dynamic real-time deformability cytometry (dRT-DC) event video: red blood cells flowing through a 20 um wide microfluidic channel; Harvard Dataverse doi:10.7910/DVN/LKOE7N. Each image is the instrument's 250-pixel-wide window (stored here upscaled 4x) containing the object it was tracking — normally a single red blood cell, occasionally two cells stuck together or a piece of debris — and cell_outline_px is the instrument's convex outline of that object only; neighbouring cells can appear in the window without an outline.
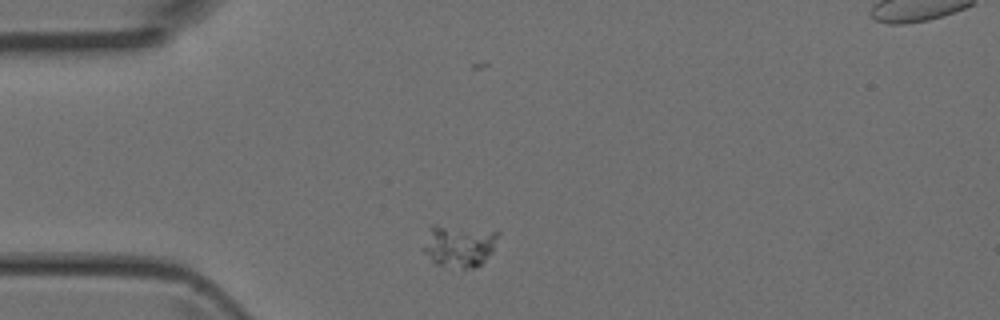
{"species": "Egyptian fruit bat (a non-hibernating species)", "species_latin": "Rousettus aegyptiacus", "temperature_condition": "room temperature", "stored_images_in_passage": 3, "camera_frame_rate_fps": 3000, "um_per_image_px": 0.085, "animal": {"sex": "female"}, "frame": {"image": 1, "passage_image": 1, "time_ms": 0.0, "image_size_px": [1000, 320], "cell_outline_px": [[500, 232], [492, 252], [476, 268], [460, 268], [436, 264], [420, 248], [432, 224]], "centroid_in_image_um": [38.99, 20.89], "position_along_channel_um": 46.0, "area_um2": 18.26}}